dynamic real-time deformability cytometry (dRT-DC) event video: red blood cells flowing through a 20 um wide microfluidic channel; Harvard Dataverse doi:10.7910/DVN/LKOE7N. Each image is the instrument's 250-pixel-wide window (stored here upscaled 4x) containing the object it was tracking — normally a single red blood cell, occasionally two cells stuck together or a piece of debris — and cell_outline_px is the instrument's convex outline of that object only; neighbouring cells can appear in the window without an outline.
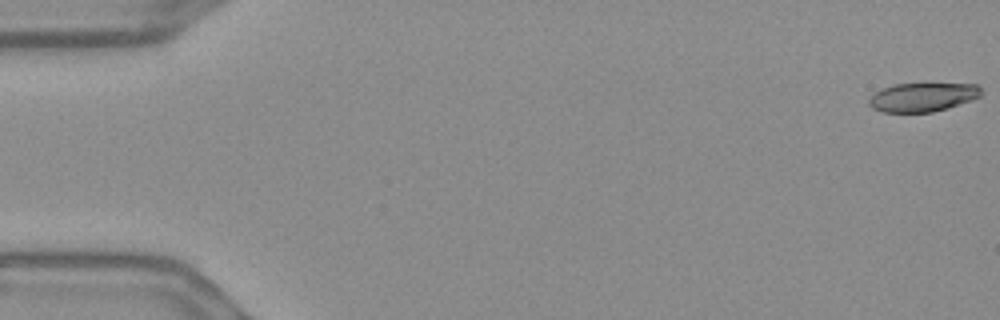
{"species": "Egyptian fruit bat (a non-hibernating species)", "species_latin": "Rousettus aegyptiacus", "temperature_condition": "warm", "stored_images_in_passage": 56, "camera_frame_rate_fps": 3000, "um_per_image_px": 0.085, "frame": {"image": 1, "passage_image": 1, "time_ms": 0.0, "image_size_px": [1000, 320], "cell_outline_px": [[980, 96], [972, 100], [932, 112], [880, 112], [872, 108], [868, 104], [868, 100], [876, 92], [884, 88], [896, 84], [976, 84], [980, 88]], "centroid_in_image_um": [78.39, 8.26], "position_along_channel_um": 6.6, "area_um2": 18.55}}
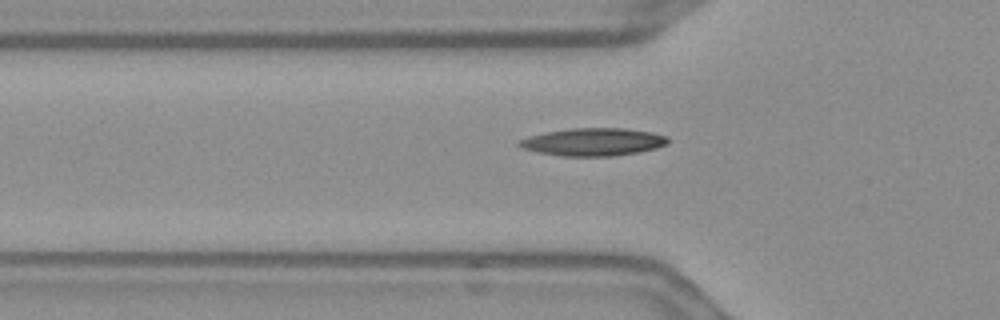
{"frame": {"image": 2, "passage_image": 19, "time_ms": 6.0, "image_size_px": [1000, 320], "cell_outline_px": [[668, 144], [656, 148], [636, 152], [612, 156], [560, 156], [536, 152], [524, 148], [516, 144], [520, 140], [528, 136], [544, 132], [572, 128], [624, 128], [652, 132], [668, 136]], "centroid_in_image_um": [50.41, 12.06], "position_along_channel_um": 75.4, "area_um2": 24.04}}
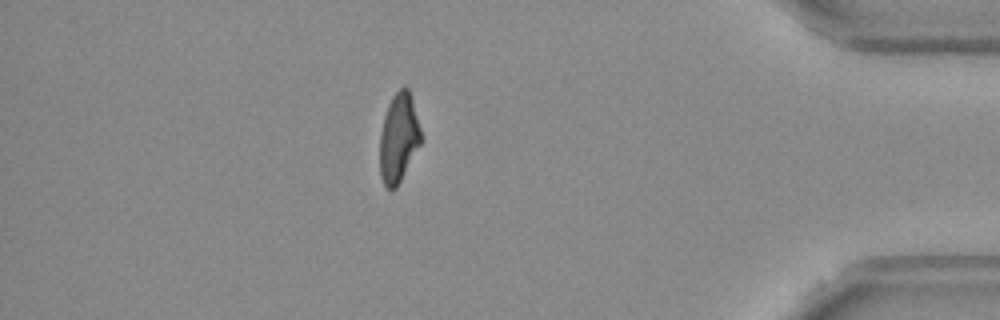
{"frame": {"image": 3, "passage_image": 49, "time_ms": 16.0, "image_size_px": [1000, 320], "cell_outline_px": [[420, 144], [396, 188], [388, 188], [384, 184], [380, 176], [380, 132], [384, 116], [388, 104], [392, 96], [400, 88], [408, 88], [412, 100], [420, 128]], "centroid_in_image_um": [33.86, 11.72], "position_along_channel_um": 401.3, "area_um2": 20.87}, "authors_computed_cell_mechanics": {"area_um2": 21.9351, "velocity_mm_per_s": 3.6632, "shape_relaxation_time_tau1_ms": 8.2923, "shape_relaxation_time_tau2_ms": 4.6513, "deformation_change_tau1": 0.2368, "deformation_change_tau2": 0.1341}}